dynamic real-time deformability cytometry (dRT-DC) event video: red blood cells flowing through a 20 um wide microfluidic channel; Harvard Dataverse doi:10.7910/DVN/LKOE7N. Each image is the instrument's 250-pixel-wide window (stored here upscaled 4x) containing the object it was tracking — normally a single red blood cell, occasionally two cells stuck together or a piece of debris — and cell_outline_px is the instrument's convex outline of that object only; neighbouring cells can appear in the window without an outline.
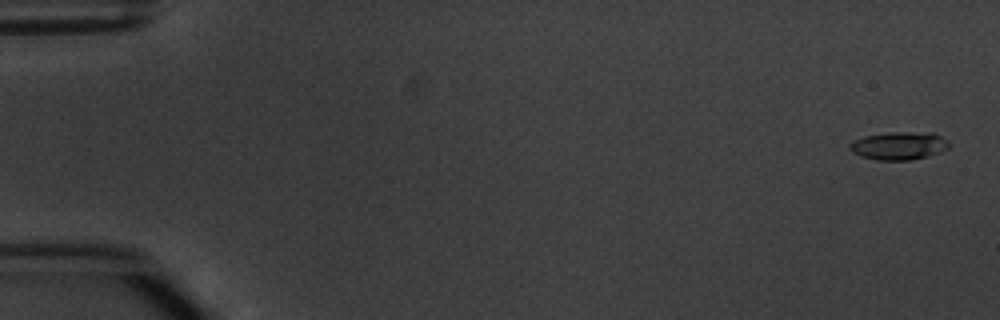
{"species": "common noctule bat (a hibernating species)", "species_latin": "Nyctalus noctula", "temperature_condition": "warm", "stored_images_in_passage": 6, "camera_frame_rate_fps": 3000, "um_per_image_px": 0.085, "animal": {"sex": "male", "body_mass_g": 20.1, "forearm_length_mm": 53.5}, "frame": {"image": 1, "passage_image": 1, "time_ms": 0.0, "image_size_px": [1000, 320], "cell_outline_px": [[952, 144], [948, 148], [940, 152], [928, 156], [912, 160], [876, 160], [860, 156], [852, 152], [848, 148], [848, 144], [852, 140], [864, 136], [888, 132], [932, 132], [948, 140]], "centroid_in_image_um": [76.4, 12.38], "position_along_channel_um": 8.6, "area_um2": 16.53}}